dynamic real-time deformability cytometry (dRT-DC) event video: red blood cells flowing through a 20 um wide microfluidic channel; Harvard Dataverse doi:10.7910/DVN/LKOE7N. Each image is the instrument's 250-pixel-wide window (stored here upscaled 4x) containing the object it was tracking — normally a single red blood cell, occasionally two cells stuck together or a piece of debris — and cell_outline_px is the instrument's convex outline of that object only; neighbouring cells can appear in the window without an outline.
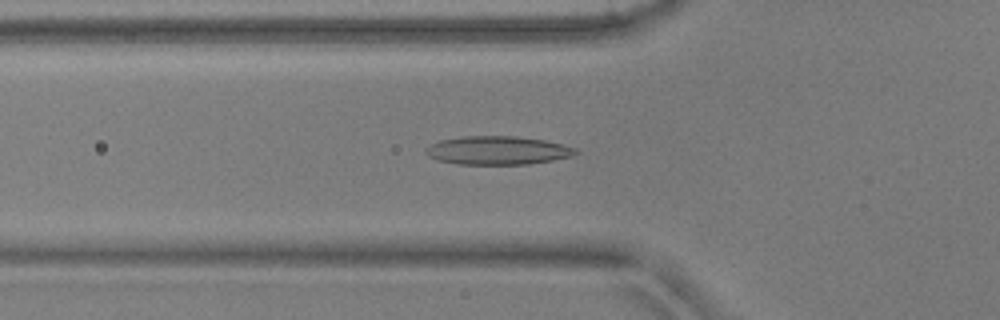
{"species": "common noctule bat (a hibernating species)", "species_latin": "Nyctalus noctula", "temperature_condition": "warm", "stored_images_in_passage": 45, "camera_frame_rate_fps": 3000, "um_per_image_px": 0.085, "animal": {"sex": "male", "body_mass_g": 17.9, "forearm_length_mm": 54.2}, "frame": {"image": 1, "passage_image": 11, "time_ms": 3.333, "image_size_px": [1000, 320], "cell_outline_px": [[580, 152], [572, 156], [552, 160], [528, 164], [456, 164], [436, 160], [428, 156], [424, 152], [424, 148], [440, 140], [460, 136], [516, 136], [544, 140], [576, 148]], "centroid_in_image_um": [42.26, 12.78], "position_along_channel_um": 83.5, "area_um2": 24.97}}
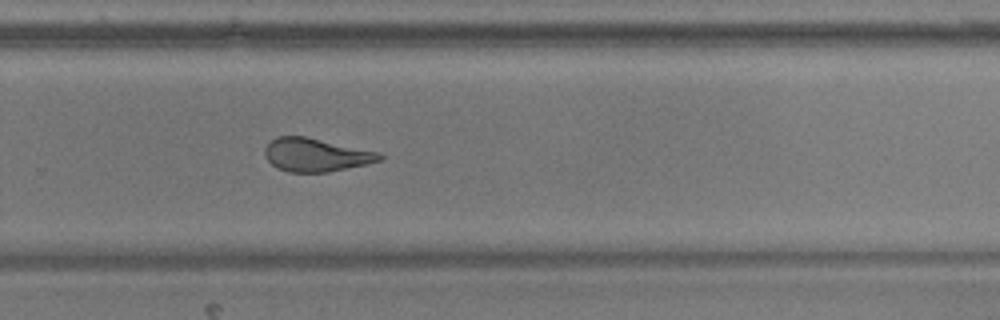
{"frame": {"image": 2, "passage_image": 28, "time_ms": 9.0, "image_size_px": [1000, 320], "cell_outline_px": [[384, 160], [328, 172], [288, 172], [276, 168], [264, 156], [264, 148], [276, 136], [304, 136], [380, 152], [384, 156]], "centroid_in_image_um": [26.85, 13.17], "position_along_channel_um": 302.9, "area_um2": 22.31}}
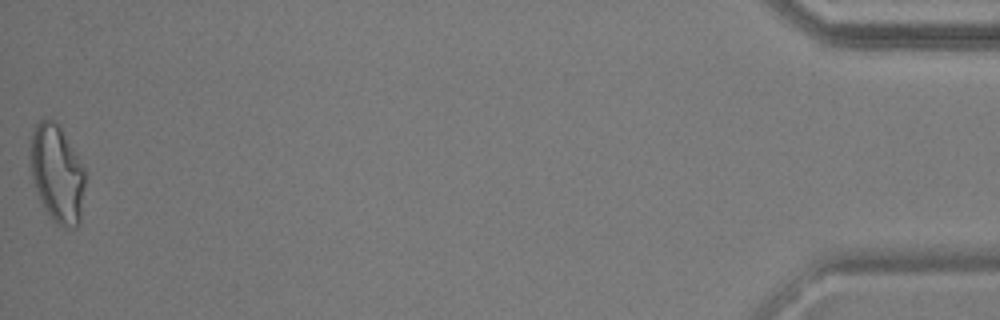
{"frame": {"image": 3, "passage_image": 45, "time_ms": 14.667, "image_size_px": [1000, 320], "cell_outline_px": [[84, 184], [80, 224], [76, 228], [72, 228], [56, 224], [40, 200], [32, 176], [28, 156], [32, 128], [40, 120], [56, 120], [84, 168]], "centroid_in_image_um": [4.82, 14.74], "position_along_channel_um": 430.4, "area_um2": 31.04}, "authors_computed_cell_mechanics": {"area_um2": 23.4668, "velocity_mm_per_s": 3.8596, "shape_relaxation_time_tau1_ms": 8.2474, "shape_relaxation_time_tau2_ms": 1.9065, "deformation_change_tau1": 0.2345, "deformation_change_tau2": 0.1036}}